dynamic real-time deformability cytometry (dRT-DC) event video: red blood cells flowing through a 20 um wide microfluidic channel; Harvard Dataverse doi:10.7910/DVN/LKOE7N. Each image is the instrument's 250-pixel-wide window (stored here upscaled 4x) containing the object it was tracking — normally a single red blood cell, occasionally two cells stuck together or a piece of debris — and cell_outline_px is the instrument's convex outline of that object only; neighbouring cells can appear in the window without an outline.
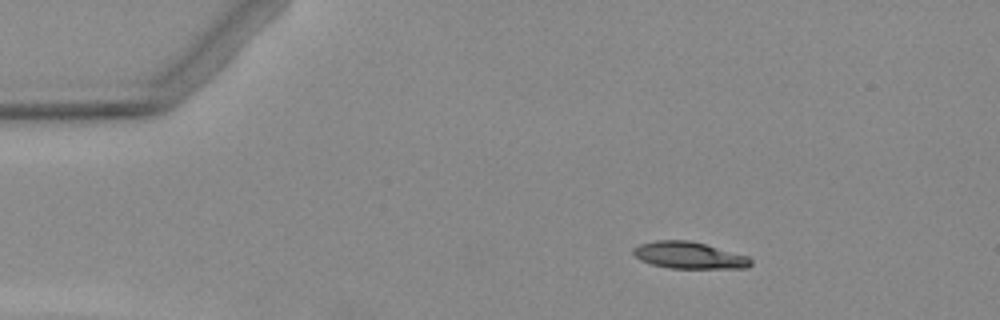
{"species": "Egyptian fruit bat (a non-hibernating species)", "species_latin": "Rousettus aegyptiacus", "temperature_condition": "warm", "stored_images_in_passage": 4, "camera_frame_rate_fps": 3000, "um_per_image_px": 0.085, "animal": {"sex": "female"}, "frame": {"image": 1, "passage_image": 1, "time_ms": 0.0, "image_size_px": [1000, 320], "cell_outline_px": [[752, 264], [748, 268], [668, 268], [652, 264], [640, 260], [632, 252], [632, 248], [640, 244], [656, 240], [688, 240], [704, 244], [748, 256], [752, 260]], "centroid_in_image_um": [58.56, 21.7], "position_along_channel_um": 26.4, "area_um2": 18.26}}